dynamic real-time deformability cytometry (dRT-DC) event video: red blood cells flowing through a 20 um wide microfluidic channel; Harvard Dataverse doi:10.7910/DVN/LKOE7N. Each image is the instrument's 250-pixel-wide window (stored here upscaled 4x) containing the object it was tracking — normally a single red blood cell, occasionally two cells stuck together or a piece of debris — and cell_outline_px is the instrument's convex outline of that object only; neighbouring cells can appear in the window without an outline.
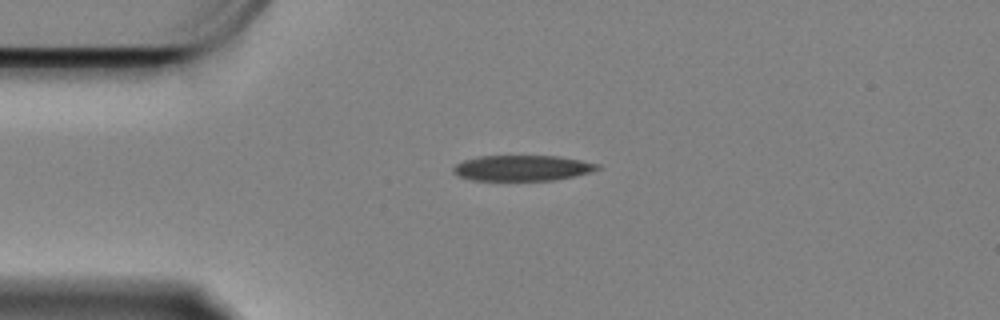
{"species": "Egyptian fruit bat (a non-hibernating species)", "species_latin": "Rousettus aegyptiacus", "temperature_condition": "cold", "stored_images_in_passage": 33, "camera_frame_rate_fps": 3000, "um_per_image_px": 0.085, "animal": {"sex": "female"}, "frame": {"image": 1, "passage_image": 1, "time_ms": 0.0, "image_size_px": [1000, 320], "cell_outline_px": [[600, 168], [588, 172], [572, 176], [552, 180], [472, 180], [460, 176], [452, 172], [452, 168], [456, 164], [464, 160], [480, 156], [560, 156], [600, 164]], "centroid_in_image_um": [44.36, 14.27], "position_along_channel_um": 40.6, "area_um2": 21.27}}
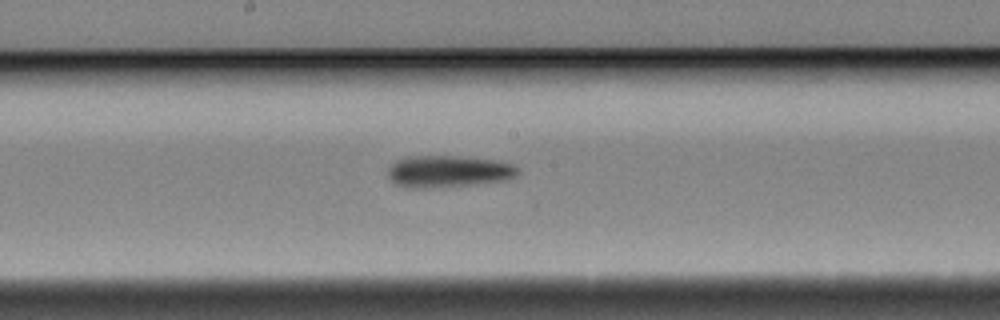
{"frame": {"image": 2, "passage_image": 18, "time_ms": 5.667, "image_size_px": [1000, 320], "cell_outline_px": [[520, 172], [516, 176], [508, 180], [472, 184], [424, 188], [412, 188], [396, 184], [388, 176], [388, 168], [396, 160], [408, 156], [460, 156], [496, 160], [512, 164]], "centroid_in_image_um": [38.11, 14.56], "position_along_channel_um": 210.1, "area_um2": 24.04}}
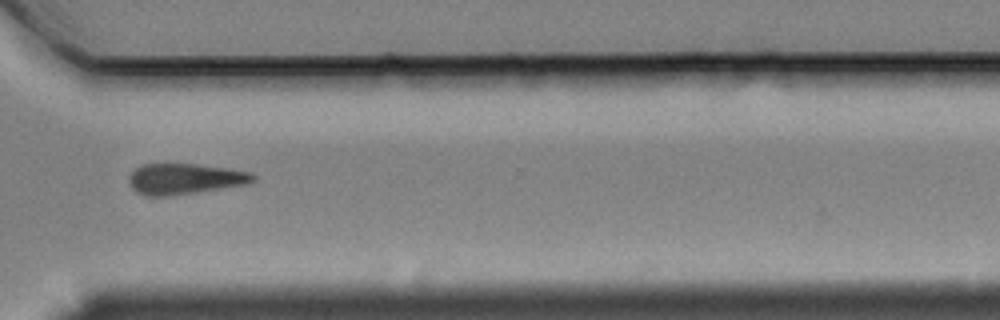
{"frame": {"image": 3, "passage_image": 31, "time_ms": 10.0, "image_size_px": [1000, 320], "cell_outline_px": [[256, 180], [248, 184], [168, 196], [144, 196], [136, 192], [128, 184], [128, 176], [140, 164], [196, 164], [228, 168], [252, 172], [256, 176]], "centroid_in_image_um": [15.69, 15.2], "position_along_channel_um": 354.9, "area_um2": 22.43}, "authors_computed_cell_mechanics": {"area_um2": 22.9466, "velocity_mm_per_s": 3.3428, "shape_relaxation_time_tau1_ms": 9.361, "shape_relaxation_time_tau2_ms": null, "deformation_change_tau1": 0.1358, "deformation_change_tau2": null}}